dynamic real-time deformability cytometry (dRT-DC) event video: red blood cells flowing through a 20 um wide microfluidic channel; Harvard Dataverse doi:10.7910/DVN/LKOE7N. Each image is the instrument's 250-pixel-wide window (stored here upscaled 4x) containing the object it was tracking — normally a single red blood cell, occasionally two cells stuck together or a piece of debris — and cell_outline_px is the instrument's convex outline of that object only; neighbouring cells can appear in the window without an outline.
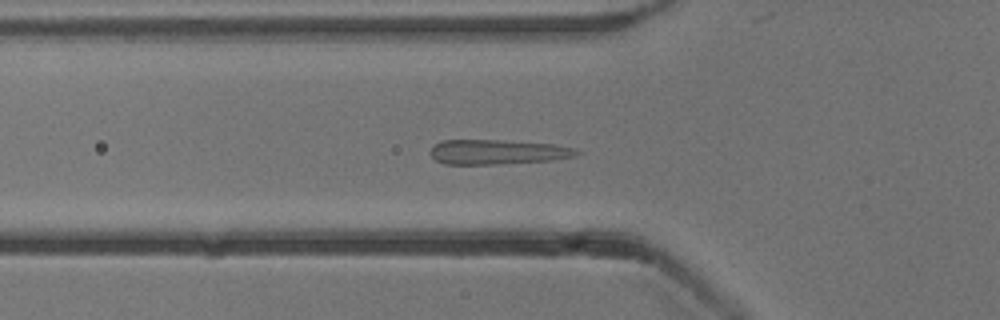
{"species": "common noctule bat (a hibernating species)", "species_latin": "Nyctalus noctula", "temperature_condition": "cold", "stored_images_in_passage": 52, "camera_frame_rate_fps": 3000, "um_per_image_px": 0.085, "animal": {"sex": "male", "body_mass_g": 13.3}, "frame": {"image": 1, "passage_image": 17, "time_ms": 5.333, "image_size_px": [1000, 320], "cell_outline_px": [[584, 152], [576, 156], [552, 160], [492, 164], [444, 164], [436, 160], [428, 152], [436, 144], [444, 140], [500, 140], [552, 144], [572, 148]], "centroid_in_image_um": [42.29, 12.92], "position_along_channel_um": 83.5, "area_um2": 20.92}}
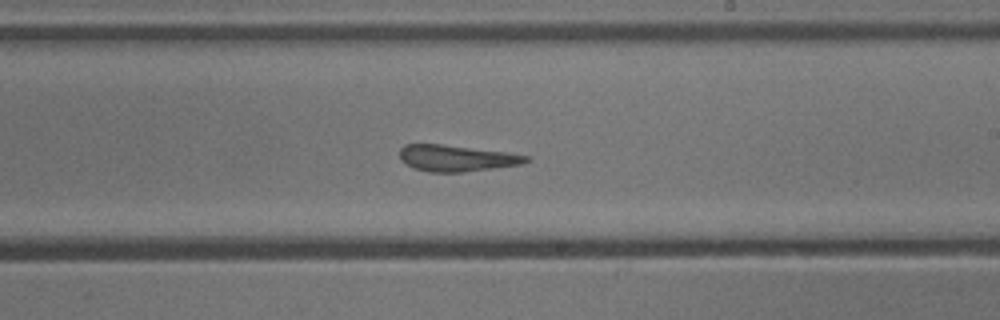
{"frame": {"image": 2, "passage_image": 30, "time_ms": 9.667, "image_size_px": [1000, 320], "cell_outline_px": [[532, 160], [520, 164], [464, 172], [428, 172], [412, 168], [404, 164], [400, 160], [400, 148], [404, 144], [440, 144], [508, 152], [528, 156]], "centroid_in_image_um": [38.76, 13.44], "position_along_channel_um": 250.2, "area_um2": 19.48}}
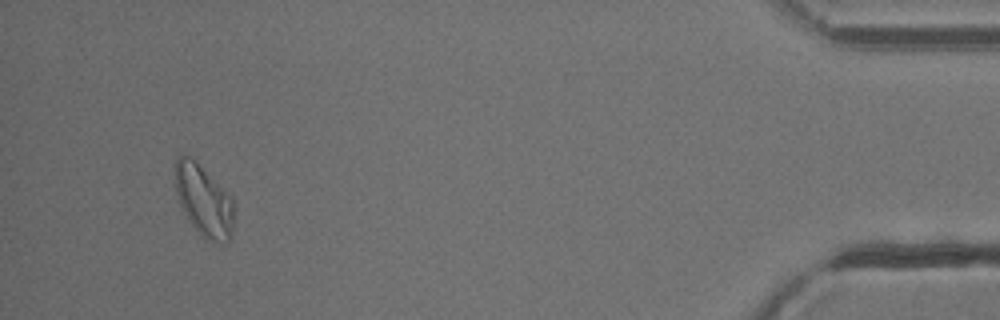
{"frame": {"image": 3, "passage_image": 49, "time_ms": 16.0, "image_size_px": [1000, 320], "cell_outline_px": [[232, 240], [228, 244], [212, 244], [192, 224], [184, 212], [180, 204], [176, 192], [176, 156], [188, 156], [232, 196]], "centroid_in_image_um": [17.35, 17.13], "position_along_channel_um": 417.8, "area_um2": 23.87}, "authors_computed_cell_mechanics": {"area_um2": 21.5016, "velocity_mm_per_s": 3.8279, "shape_relaxation_time_tau1_ms": 8.2766, "shape_relaxation_time_tau2_ms": 0.9757, "deformation_change_tau1": 0.1863, "deformation_change_tau2": 0.069}}